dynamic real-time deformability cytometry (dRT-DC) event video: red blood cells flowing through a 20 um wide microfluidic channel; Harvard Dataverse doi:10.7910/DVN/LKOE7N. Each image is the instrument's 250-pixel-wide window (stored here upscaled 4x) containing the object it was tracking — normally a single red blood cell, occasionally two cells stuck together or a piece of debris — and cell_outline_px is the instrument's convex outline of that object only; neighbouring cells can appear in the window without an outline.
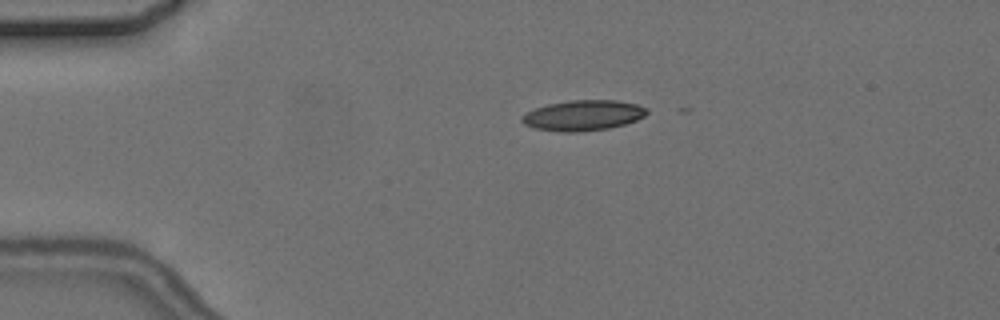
{"species": "common noctule bat (a hibernating species)", "species_latin": "Nyctalus noctula", "temperature_condition": "cold", "stored_images_in_passage": 6, "camera_frame_rate_fps": 3000, "um_per_image_px": 0.085, "animal": {"sex": "female", "body_mass_g": 24.6, "forearm_length_mm": 56.2}, "frame": {"image": 1, "passage_image": 3, "time_ms": 2.333, "image_size_px": [1000, 320], "cell_outline_px": [[648, 112], [644, 116], [636, 120], [624, 124], [608, 128], [580, 132], [560, 132], [532, 128], [524, 124], [520, 120], [520, 116], [536, 108], [548, 104], [572, 100], [616, 100], [636, 104], [648, 108]], "centroid_in_image_um": [49.55, 9.81], "position_along_channel_um": 35.5, "area_um2": 22.2}}